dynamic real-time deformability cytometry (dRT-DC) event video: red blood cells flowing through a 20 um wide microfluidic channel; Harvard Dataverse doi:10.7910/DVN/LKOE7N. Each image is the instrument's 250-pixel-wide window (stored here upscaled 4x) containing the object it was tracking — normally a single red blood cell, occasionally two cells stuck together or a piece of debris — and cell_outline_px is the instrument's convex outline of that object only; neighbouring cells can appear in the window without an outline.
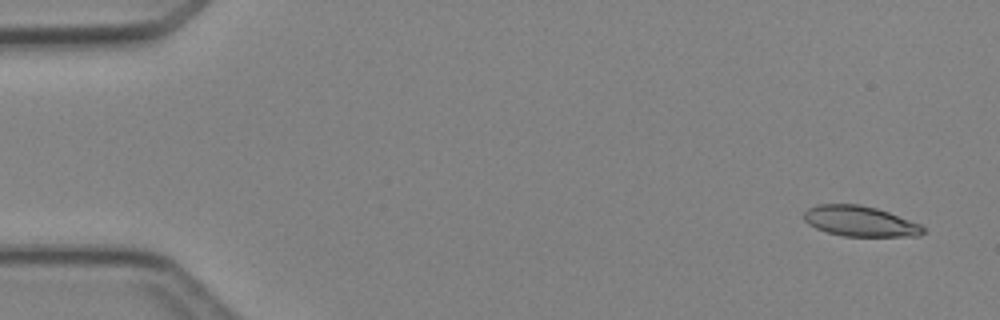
{"species": "Egyptian fruit bat (a non-hibernating species)", "species_latin": "Rousettus aegyptiacus", "temperature_condition": "cold", "stored_images_in_passage": 5, "camera_frame_rate_fps": 3000, "um_per_image_px": 0.085, "animal": {"sex": "female"}, "frame": {"image": 1, "passage_image": 1, "time_ms": 0.0, "image_size_px": [1000, 320], "cell_outline_px": [[924, 232], [920, 236], [844, 236], [828, 232], [816, 228], [808, 224], [804, 220], [804, 212], [808, 208], [816, 204], [860, 204], [876, 208], [888, 212], [920, 224], [924, 228]], "centroid_in_image_um": [73.08, 18.8], "position_along_channel_um": 11.9, "area_um2": 21.04}}
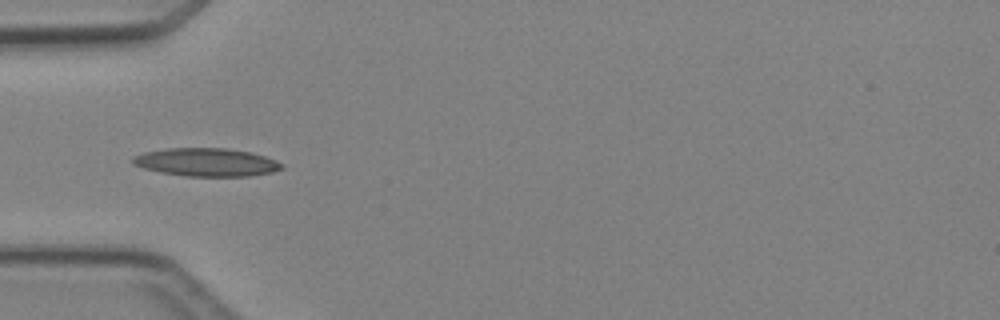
{"frame": {"image": 2, "passage_image": 4, "time_ms": 4.333, "image_size_px": [1000, 320], "cell_outline_px": [[284, 168], [272, 172], [248, 176], [184, 176], [160, 172], [144, 168], [132, 164], [132, 156], [144, 152], [168, 148], [228, 148], [252, 152], [276, 160], [284, 164]], "centroid_in_image_um": [17.55, 13.78], "position_along_channel_um": 67.4, "area_um2": 24.57}}
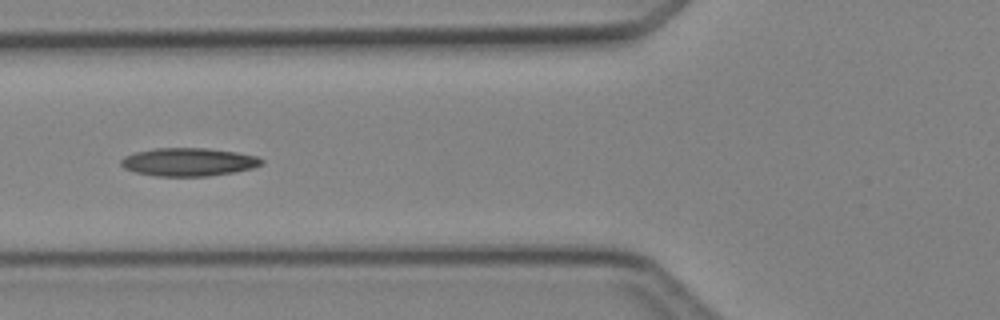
{"frame": {"image": 3, "passage_image": 5, "time_ms": 5.333, "image_size_px": [1000, 320], "cell_outline_px": [[264, 164], [252, 168], [232, 172], [208, 176], [156, 176], [136, 172], [124, 168], [120, 164], [120, 160], [124, 156], [136, 152], [156, 148], [208, 148], [236, 152], [256, 156], [264, 160]], "centroid_in_image_um": [16.02, 13.76], "position_along_channel_um": 109.8, "area_um2": 23.0}}